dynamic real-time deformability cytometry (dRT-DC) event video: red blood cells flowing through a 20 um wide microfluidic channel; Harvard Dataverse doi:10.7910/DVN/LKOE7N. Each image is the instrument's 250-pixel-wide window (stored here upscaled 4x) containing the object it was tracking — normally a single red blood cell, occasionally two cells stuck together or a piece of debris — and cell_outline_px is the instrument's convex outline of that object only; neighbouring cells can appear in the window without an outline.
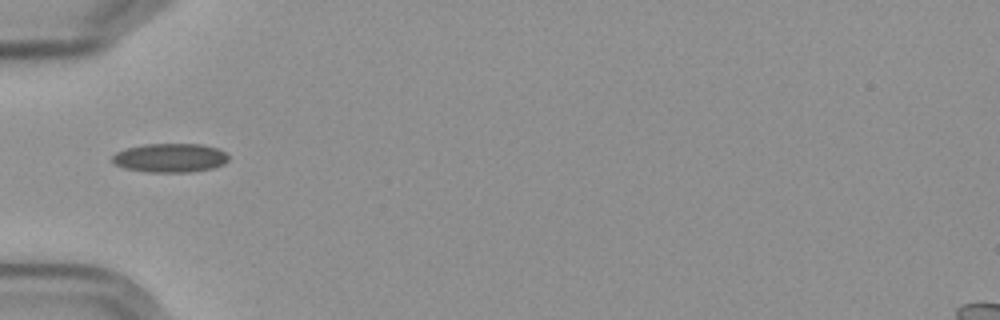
{"species": "Egyptian fruit bat (a non-hibernating species)", "species_latin": "Rousettus aegyptiacus", "temperature_condition": "cold", "stored_images_in_passage": 6, "camera_frame_rate_fps": 3000, "um_per_image_px": 0.085, "frame": {"image": 1, "passage_image": 2, "time_ms": 2.333, "image_size_px": [1000, 320], "cell_outline_px": [[228, 160], [224, 164], [212, 168], [188, 172], [152, 172], [124, 168], [116, 164], [112, 160], [112, 156], [116, 152], [124, 148], [144, 144], [200, 144], [216, 148], [224, 152], [228, 156]], "centroid_in_image_um": [14.44, 13.41], "position_along_channel_um": 70.6, "area_um2": 19.48}}
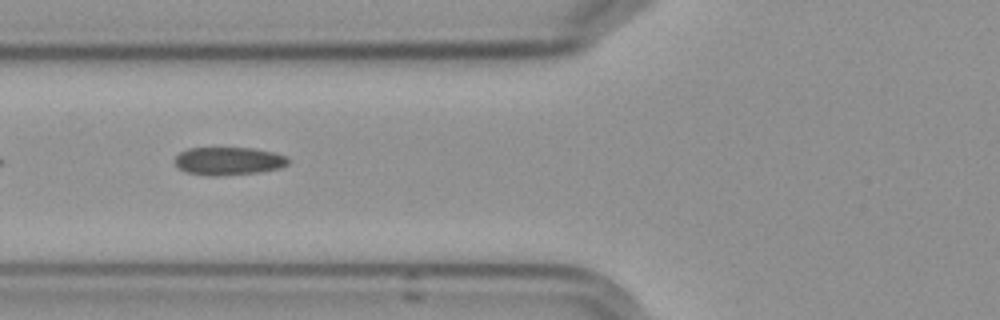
{"frame": {"image": 2, "passage_image": 3, "time_ms": 3.333, "image_size_px": [1000, 320], "cell_outline_px": [[288, 164], [280, 168], [260, 172], [188, 172], [180, 168], [176, 164], [176, 156], [180, 152], [188, 148], [252, 148], [272, 152], [288, 156]], "centroid_in_image_um": [19.51, 13.62], "position_along_channel_um": 106.3, "area_um2": 17.22}}
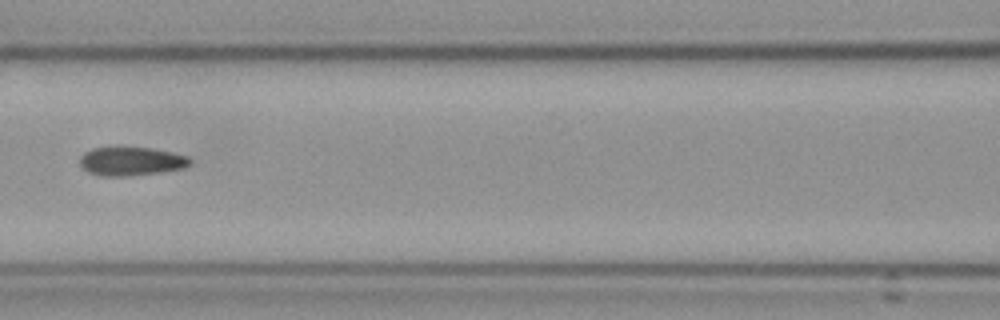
{"frame": {"image": 3, "passage_image": 4, "time_ms": 4.667, "image_size_px": [1000, 320], "cell_outline_px": [[192, 160], [184, 168], [156, 172], [124, 176], [104, 176], [88, 172], [80, 164], [80, 156], [84, 152], [92, 148], [112, 144], [120, 144], [152, 148], [172, 152], [188, 156]], "centroid_in_image_um": [11.09, 13.64], "position_along_channel_um": 155.5, "area_um2": 19.02}}